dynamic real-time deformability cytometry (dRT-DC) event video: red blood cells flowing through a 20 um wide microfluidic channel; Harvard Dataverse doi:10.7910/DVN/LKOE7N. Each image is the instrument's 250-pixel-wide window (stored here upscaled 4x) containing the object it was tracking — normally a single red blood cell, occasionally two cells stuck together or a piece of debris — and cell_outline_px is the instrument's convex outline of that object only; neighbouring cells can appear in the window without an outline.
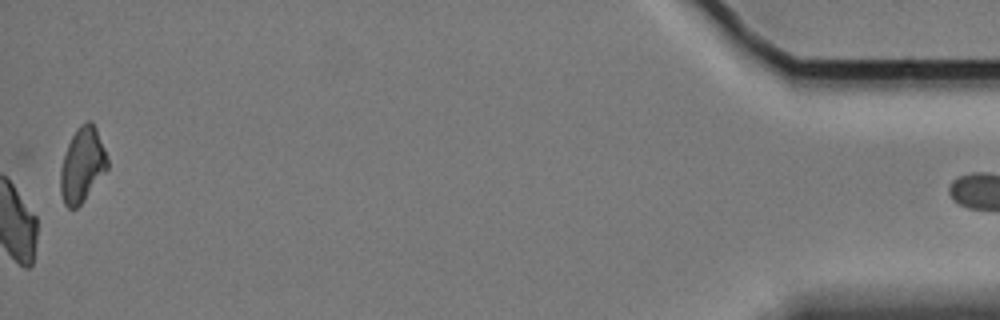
{"species": "Egyptian fruit bat (a non-hibernating species)", "species_latin": "Rousettus aegyptiacus", "temperature_condition": "cold", "stored_images_in_passage": 60, "camera_frame_rate_fps": 3000, "um_per_image_px": 0.085, "animal": {"sex": "female"}, "frame": {"image": 1, "passage_image": 60, "time_ms": 19.667, "image_size_px": [1000, 320], "cell_outline_px": [[108, 168], [84, 200], [76, 208], [68, 208], [64, 204], [60, 192], [60, 168], [68, 144], [76, 128], [84, 120], [92, 120], [96, 128], [104, 148], [108, 160]], "centroid_in_image_um": [6.98, 13.99], "position_along_channel_um": 428.2, "area_um2": 20.4}, "authors_computed_cell_mechanics": {"area_um2": 23.2356, "velocity_mm_per_s": 3.3851, "shape_relaxation_time_tau1_ms": 4.2353, "shape_relaxation_time_tau2_ms": null, "deformation_change_tau1": 0.1077, "deformation_change_tau2": null}}